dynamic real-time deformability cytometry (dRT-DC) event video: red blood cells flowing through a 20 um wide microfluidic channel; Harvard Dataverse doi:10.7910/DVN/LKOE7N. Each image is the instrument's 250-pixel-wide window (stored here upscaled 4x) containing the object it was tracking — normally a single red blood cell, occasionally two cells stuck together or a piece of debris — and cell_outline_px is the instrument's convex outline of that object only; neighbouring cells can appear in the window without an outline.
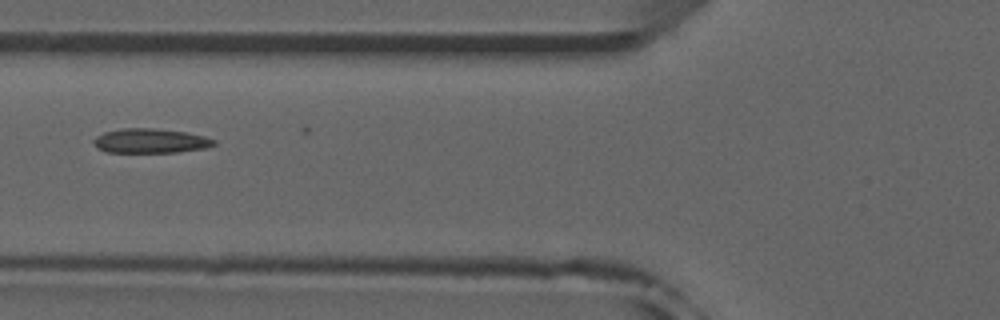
{"species": "common noctule bat (a hibernating species)", "species_latin": "Nyctalus noctula", "temperature_condition": "room temperature", "stored_images_in_passage": 30, "camera_frame_rate_fps": 3000, "um_per_image_px": 0.085, "animal": {"sex": "male", "forearm_length_mm": 52.5}, "frame": {"image": 1, "passage_image": 9, "time_ms": 2.667, "image_size_px": [1000, 320], "cell_outline_px": [[216, 144], [204, 148], [176, 152], [104, 152], [96, 148], [92, 140], [96, 136], [104, 132], [120, 128], [152, 128], [184, 132], [204, 136], [216, 140]], "centroid_in_image_um": [12.73, 11.97], "position_along_channel_um": 113.1, "area_um2": 17.17}, "authors_computed_cell_mechanics": {"area_um2": 17.1088, "velocity_mm_per_s": 3.9295, "shape_relaxation_time_tau1_ms": null, "shape_relaxation_time_tau2_ms": 3.8126, "deformation_change_tau1": null, "deformation_change_tau2": 0.1008}}